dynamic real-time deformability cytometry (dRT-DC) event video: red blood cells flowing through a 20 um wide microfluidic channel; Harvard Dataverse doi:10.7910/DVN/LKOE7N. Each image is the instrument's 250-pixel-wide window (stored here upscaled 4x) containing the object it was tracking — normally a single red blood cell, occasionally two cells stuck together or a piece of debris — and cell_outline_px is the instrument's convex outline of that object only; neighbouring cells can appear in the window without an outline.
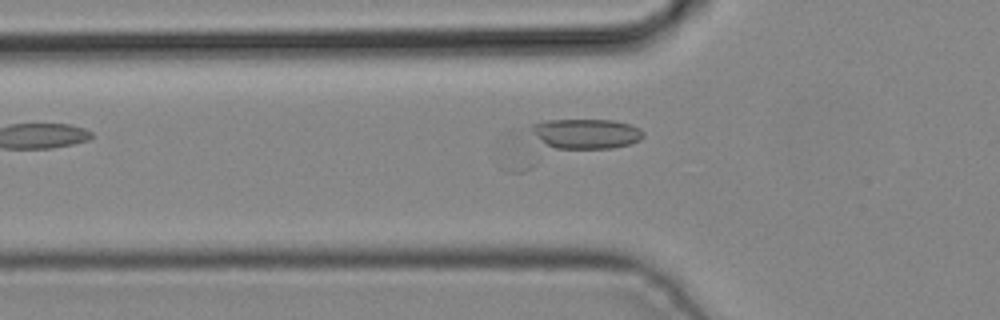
{"species": "common noctule bat (a hibernating species)", "species_latin": "Nyctalus noctula", "temperature_condition": "cold", "stored_images_in_passage": 5, "camera_frame_rate_fps": 3000, "um_per_image_px": 0.085, "animal": {"sex": "male", "body_mass_g": 19.2, "forearm_length_mm": 51.8}, "frame": {"image": 1, "passage_image": 5, "time_ms": 1.333, "image_size_px": [1000, 320], "cell_outline_px": [[644, 136], [640, 140], [628, 144], [612, 148], [556, 148], [548, 144], [532, 128], [532, 124], [544, 120], [612, 120], [632, 124], [640, 128], [644, 132]], "centroid_in_image_um": [49.94, 11.34], "position_along_channel_um": 75.9, "area_um2": 19.02}}